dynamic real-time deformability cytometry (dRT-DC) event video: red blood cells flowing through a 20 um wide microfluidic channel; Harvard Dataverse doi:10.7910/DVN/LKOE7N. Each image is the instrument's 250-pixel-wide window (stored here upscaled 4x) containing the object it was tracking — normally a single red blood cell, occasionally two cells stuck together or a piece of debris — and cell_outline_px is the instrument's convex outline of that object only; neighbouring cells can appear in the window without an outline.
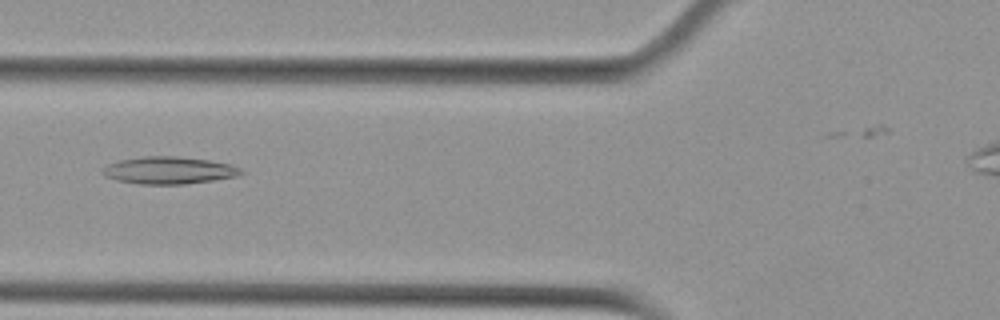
{"species": "Egyptian fruit bat (a non-hibernating species)", "species_latin": "Rousettus aegyptiacus", "temperature_condition": "cold", "stored_images_in_passage": 37, "camera_frame_rate_fps": 3000, "um_per_image_px": 0.085, "animal": {"sex": "female"}, "frame": {"image": 1, "passage_image": 8, "time_ms": 2.333, "image_size_px": [1000, 320], "cell_outline_px": [[244, 172], [236, 176], [212, 180], [184, 184], [140, 184], [116, 180], [104, 176], [100, 172], [108, 164], [116, 160], [144, 156], [176, 156], [208, 160], [232, 164], [240, 168]], "centroid_in_image_um": [14.31, 14.47], "position_along_channel_um": 111.5, "area_um2": 22.02}}
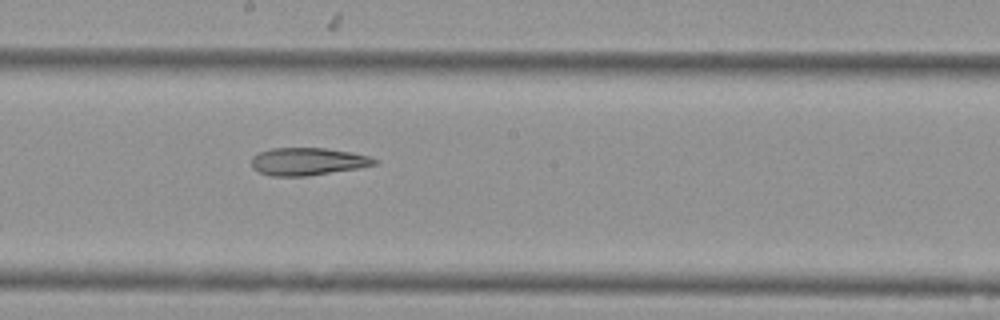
{"frame": {"image": 2, "passage_image": 17, "time_ms": 5.333, "image_size_px": [1000, 320], "cell_outline_px": [[380, 164], [360, 168], [308, 176], [272, 176], [260, 172], [252, 168], [252, 156], [260, 152], [272, 148], [324, 148], [352, 152], [368, 156], [380, 160]], "centroid_in_image_um": [26.21, 13.73], "position_along_channel_um": 222.0, "area_um2": 19.94}}
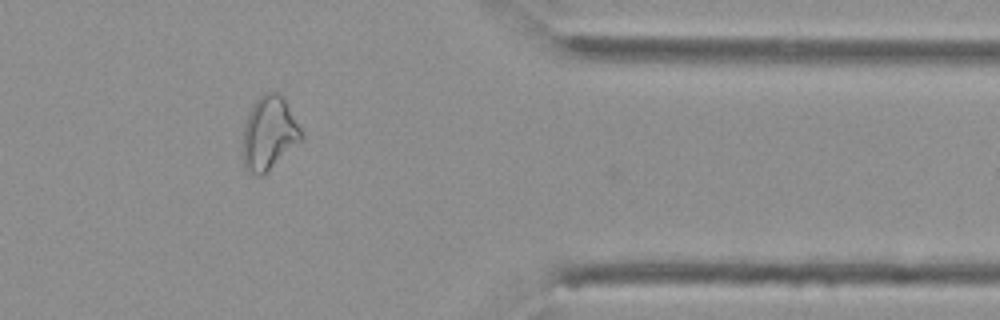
{"frame": {"image": 3, "passage_image": 32, "time_ms": 10.333, "image_size_px": [1000, 320], "cell_outline_px": [[304, 136], [300, 140], [260, 176], [256, 176], [248, 172], [244, 168], [244, 124], [256, 100], [264, 92], [280, 92], [284, 96], [304, 132]], "centroid_in_image_um": [22.89, 11.26], "position_along_channel_um": 388.5, "area_um2": 24.62}}